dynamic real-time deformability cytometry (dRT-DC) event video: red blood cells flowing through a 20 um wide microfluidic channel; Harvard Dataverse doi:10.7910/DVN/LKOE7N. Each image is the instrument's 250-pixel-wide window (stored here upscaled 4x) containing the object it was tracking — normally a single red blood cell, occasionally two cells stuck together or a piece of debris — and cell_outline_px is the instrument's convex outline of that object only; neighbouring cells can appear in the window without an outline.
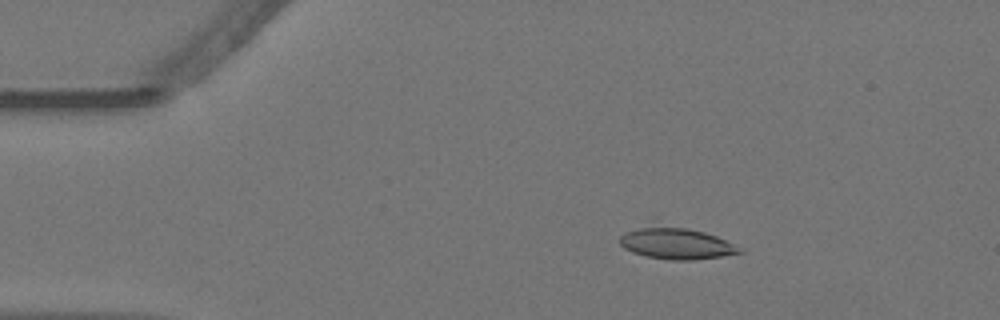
{"species": "Egyptian fruit bat (a non-hibernating species)", "species_latin": "Rousettus aegyptiacus", "temperature_condition": "warm", "stored_images_in_passage": 57, "camera_frame_rate_fps": 3000, "um_per_image_px": 0.085, "animal": {"sex": "female"}, "frame": {"image": 1, "passage_image": 10, "time_ms": 3.0, "image_size_px": [1000, 320], "cell_outline_px": [[744, 252], [720, 256], [692, 260], [672, 260], [644, 256], [632, 252], [624, 248], [620, 244], [620, 236], [628, 232], [640, 228], [688, 228], [704, 232], [716, 236], [744, 248]], "centroid_in_image_um": [57.55, 20.74], "position_along_channel_um": 27.5, "area_um2": 21.21}}
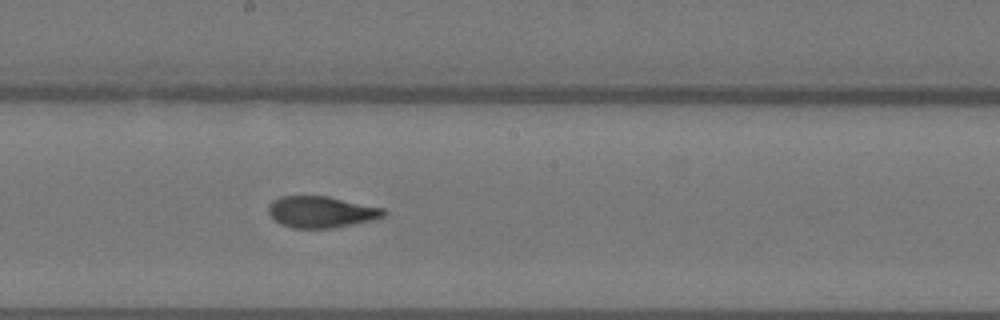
{"frame": {"image": 2, "passage_image": 31, "time_ms": 10.0, "image_size_px": [1000, 320], "cell_outline_px": [[388, 212], [384, 216], [372, 220], [332, 228], [292, 228], [280, 224], [268, 212], [268, 204], [272, 200], [280, 196], [328, 196], [384, 208]], "centroid_in_image_um": [27.3, 18.01], "position_along_channel_um": 220.9, "area_um2": 21.15}}
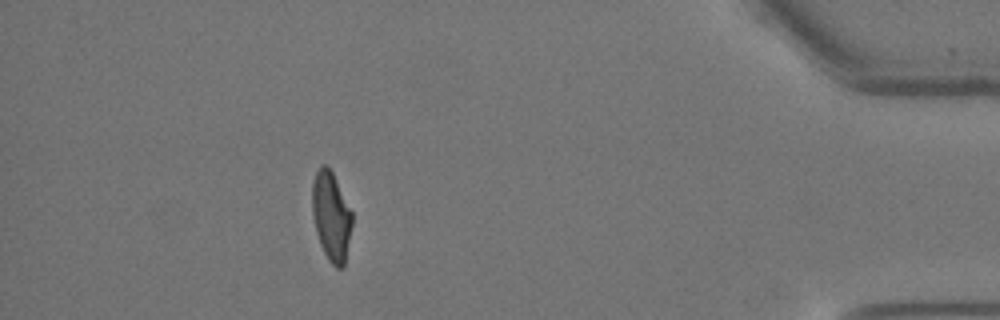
{"frame": {"image": 3, "passage_image": 51, "time_ms": 16.667, "image_size_px": [1000, 320], "cell_outline_px": [[352, 224], [344, 268], [336, 268], [328, 260], [320, 244], [316, 232], [312, 212], [312, 180], [320, 164], [324, 164], [332, 172], [352, 212]], "centroid_in_image_um": [28.14, 18.39], "position_along_channel_um": 407.1, "area_um2": 20.69}, "authors_computed_cell_mechanics": {"area_um2": 21.386, "velocity_mm_per_s": 3.5852, "shape_relaxation_time_tau1_ms": 6.4701, "shape_relaxation_time_tau2_ms": 1.5929, "deformation_change_tau1": 0.2105, "deformation_change_tau2": 0.0778}}